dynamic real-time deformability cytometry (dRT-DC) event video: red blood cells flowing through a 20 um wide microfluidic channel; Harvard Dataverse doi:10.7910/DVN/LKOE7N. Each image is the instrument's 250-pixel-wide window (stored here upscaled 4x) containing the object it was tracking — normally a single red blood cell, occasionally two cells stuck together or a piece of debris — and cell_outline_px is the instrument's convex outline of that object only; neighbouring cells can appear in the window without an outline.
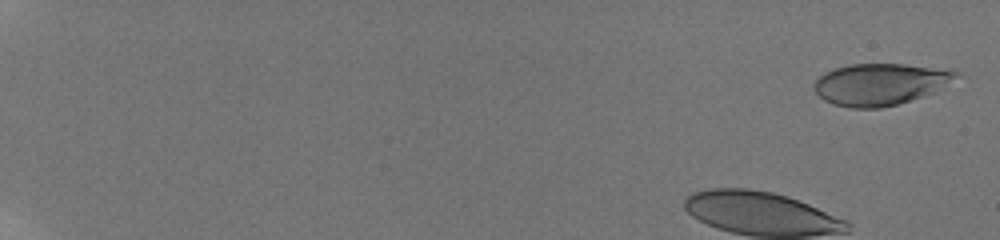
{"species": "human", "species_latin": "Homo sapiens", "temperature_condition": "room temperature", "stored_images_in_passage": 49, "camera_frame_rate_fps": 3000, "um_per_image_px": 0.085, "donor": {"sex": "male"}, "frame": {"image": 1, "passage_image": 2, "time_ms": 0.333, "image_size_px": [1000, 240], "cell_outline_px": [[960, 72], [956, 76], [936, 92], [896, 104], [880, 108], [852, 108], [832, 104], [824, 100], [812, 88], [816, 80], [824, 72], [848, 64], [904, 64]], "centroid_in_image_um": [74.74, 7.17], "position_along_channel_um": 10.3, "area_um2": 34.04}}
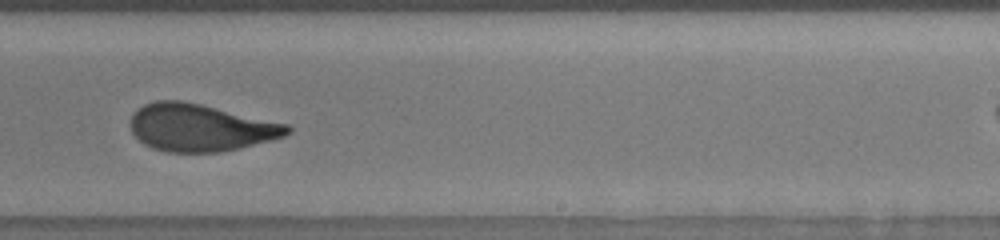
{"frame": {"image": 2, "passage_image": 36, "time_ms": 11.667, "image_size_px": [1000, 240], "cell_outline_px": [[292, 132], [284, 136], [272, 140], [240, 148], [220, 152], [164, 152], [152, 148], [144, 144], [132, 132], [132, 112], [136, 108], [144, 104], [156, 100], [180, 100], [200, 104], [288, 124], [292, 128]], "centroid_in_image_um": [17.03, 10.85], "position_along_channel_um": 272.0, "area_um2": 43.23}}
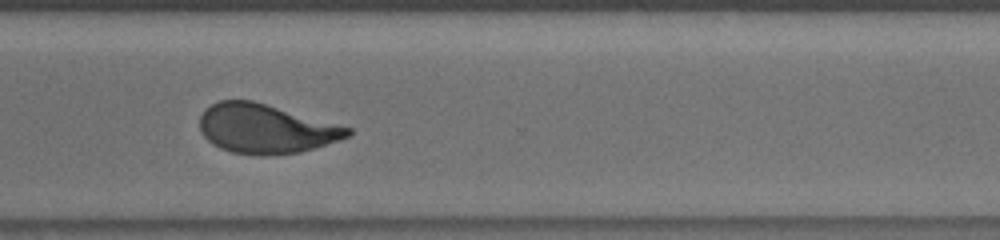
{"frame": {"image": 3, "passage_image": 42, "time_ms": 13.667, "image_size_px": [1000, 240], "cell_outline_px": [[352, 132], [348, 136], [300, 152], [268, 156], [260, 156], [232, 152], [220, 148], [212, 144], [204, 136], [200, 128], [200, 116], [204, 108], [220, 100], [252, 100], [352, 128]], "centroid_in_image_um": [22.53, 10.94], "position_along_channel_um": 348.1, "area_um2": 42.19}}